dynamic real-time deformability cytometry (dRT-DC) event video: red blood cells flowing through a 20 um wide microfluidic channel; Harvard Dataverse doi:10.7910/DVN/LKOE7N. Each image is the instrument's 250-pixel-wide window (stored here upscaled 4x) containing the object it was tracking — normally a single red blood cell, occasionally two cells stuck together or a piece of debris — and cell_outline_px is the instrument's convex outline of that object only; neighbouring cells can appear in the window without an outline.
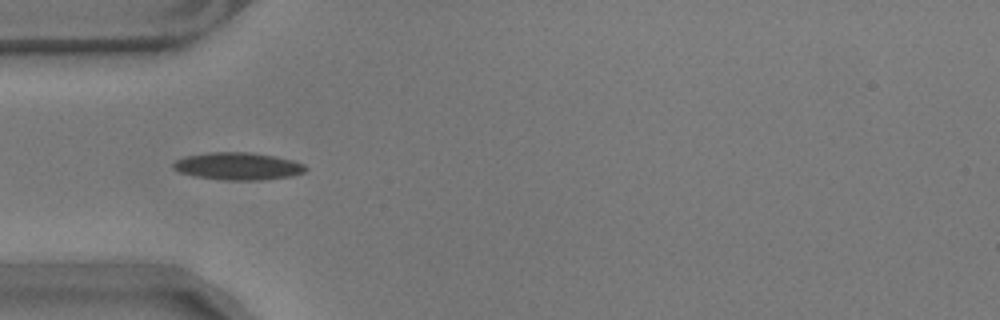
{"species": "common noctule bat (a hibernating species)", "species_latin": "Nyctalus noctula", "temperature_condition": "warm", "stored_images_in_passage": 41, "camera_frame_rate_fps": 3000, "um_per_image_px": 0.085, "animal": {"sex": "male", "body_mass_g": 17.9}, "frame": {"image": 1, "passage_image": 1, "time_ms": 0.0, "image_size_px": [1000, 320], "cell_outline_px": [[308, 168], [304, 172], [292, 176], [260, 180], [224, 180], [196, 176], [180, 172], [172, 168], [172, 164], [176, 160], [184, 156], [212, 152], [252, 152], [276, 156], [292, 160], [304, 164]], "centroid_in_image_um": [20.24, 14.12], "position_along_channel_um": 64.8, "area_um2": 21.21}}
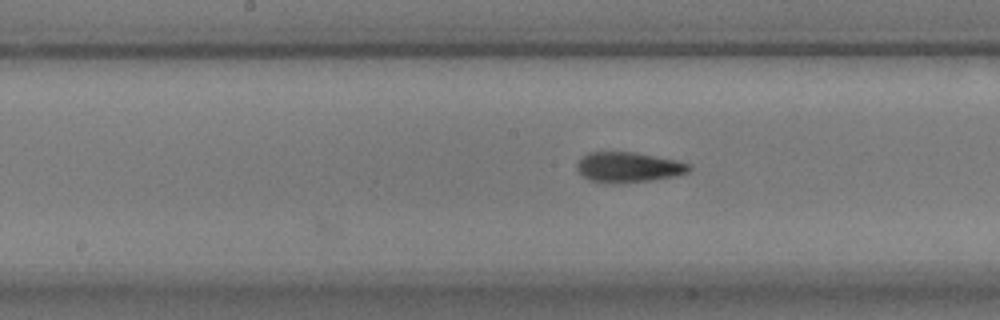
{"frame": {"image": 2, "passage_image": 12, "time_ms": 3.667, "image_size_px": [1000, 320], "cell_outline_px": [[692, 168], [688, 172], [676, 176], [652, 180], [588, 180], [576, 172], [576, 164], [588, 152], [632, 152], [656, 156], [676, 160], [692, 164]], "centroid_in_image_um": [53.45, 14.17], "position_along_channel_um": 194.7, "area_um2": 19.07}}
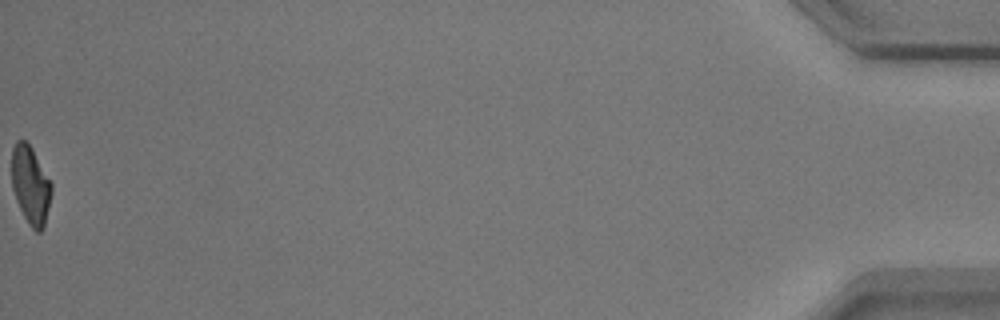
{"frame": {"image": 3, "passage_image": 41, "time_ms": 13.333, "image_size_px": [1000, 320], "cell_outline_px": [[52, 192], [44, 228], [40, 232], [36, 232], [28, 224], [16, 200], [12, 188], [12, 148], [16, 140], [24, 140], [32, 148], [52, 184]], "centroid_in_image_um": [2.6, 15.75], "position_along_channel_um": 432.6, "area_um2": 18.09}}